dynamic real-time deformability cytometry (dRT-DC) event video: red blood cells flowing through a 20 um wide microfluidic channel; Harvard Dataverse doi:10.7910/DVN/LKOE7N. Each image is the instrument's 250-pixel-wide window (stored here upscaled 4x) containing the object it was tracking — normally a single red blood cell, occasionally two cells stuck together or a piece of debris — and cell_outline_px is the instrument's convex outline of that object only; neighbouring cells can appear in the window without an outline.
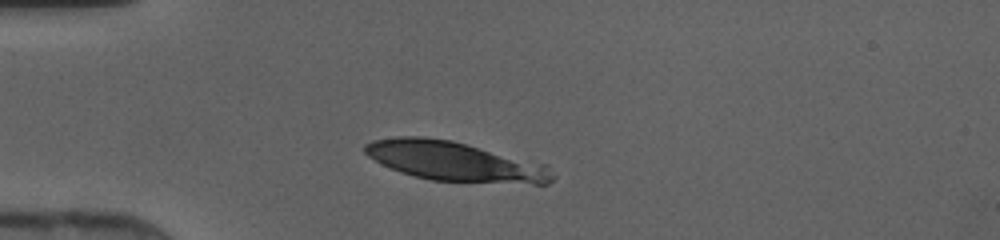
{"species": "human", "species_latin": "Homo sapiens", "temperature_condition": "cold", "stored_images_in_passage": 4, "camera_frame_rate_fps": 3000, "um_per_image_px": 0.085, "donor": {"sex": "female"}, "frame": {"image": 1, "passage_image": 1, "time_ms": 0.0, "image_size_px": [1000, 240], "cell_outline_px": [[556, 176], [548, 184], [532, 184], [432, 180], [400, 172], [368, 156], [364, 152], [364, 144], [372, 140], [396, 136], [420, 136], [452, 140], [548, 164]], "centroid_in_image_um": [38.73, 13.71], "position_along_channel_um": 46.3, "area_um2": 43.35}}